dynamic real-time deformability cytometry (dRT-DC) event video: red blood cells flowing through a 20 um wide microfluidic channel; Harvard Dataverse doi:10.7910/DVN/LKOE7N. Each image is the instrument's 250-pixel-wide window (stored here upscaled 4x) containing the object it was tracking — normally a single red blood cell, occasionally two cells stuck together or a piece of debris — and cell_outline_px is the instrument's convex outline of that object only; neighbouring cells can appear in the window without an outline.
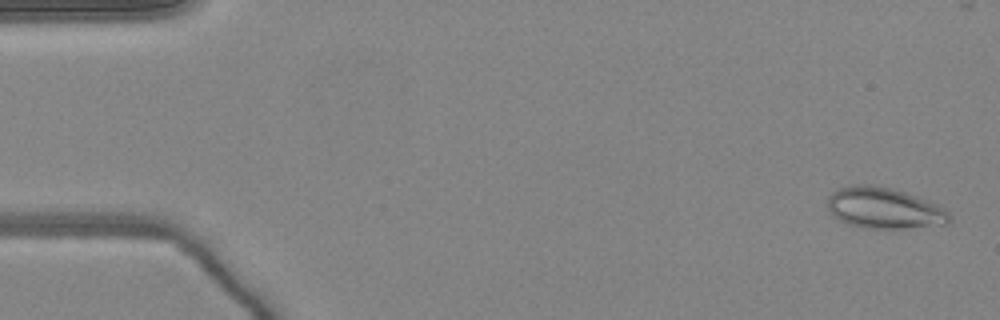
{"species": "common noctule bat (a hibernating species)", "species_latin": "Nyctalus noctula", "temperature_condition": "warm", "stored_images_in_passage": 50, "camera_frame_rate_fps": 3000, "um_per_image_px": 0.085, "animal": {"sex": "female", "body_mass_g": 24.6, "forearm_length_mm": 56.2}, "frame": {"image": 1, "passage_image": 2, "time_ms": 0.333, "image_size_px": [1000, 320], "cell_outline_px": [[952, 220], [948, 224], [904, 228], [860, 228], [848, 224], [840, 220], [828, 208], [828, 196], [832, 192], [840, 188], [852, 184], [868, 184], [888, 188], [904, 192], [916, 196], [936, 204], [944, 208], [952, 216]], "centroid_in_image_um": [75.17, 17.7], "position_along_channel_um": 9.8, "area_um2": 29.02}}
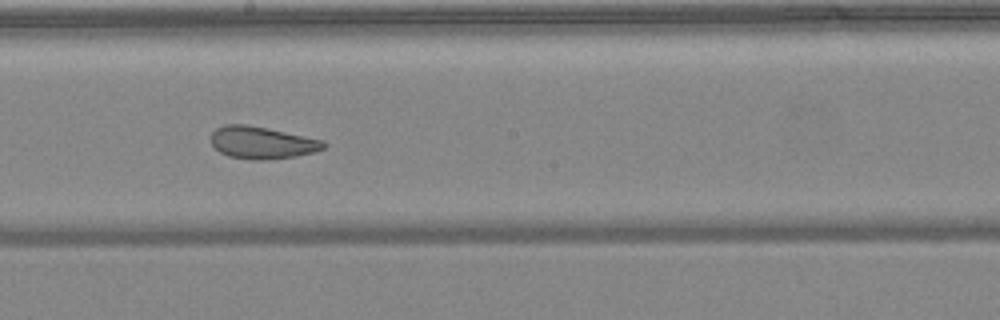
{"frame": {"image": 2, "passage_image": 28, "time_ms": 9.0, "image_size_px": [1000, 320], "cell_outline_px": [[328, 144], [324, 148], [312, 152], [296, 156], [260, 160], [252, 160], [228, 156], [220, 152], [208, 140], [212, 132], [216, 128], [224, 124], [244, 124], [268, 128], [324, 140]], "centroid_in_image_um": [22.24, 12.11], "position_along_channel_um": 226.0, "area_um2": 21.27}}
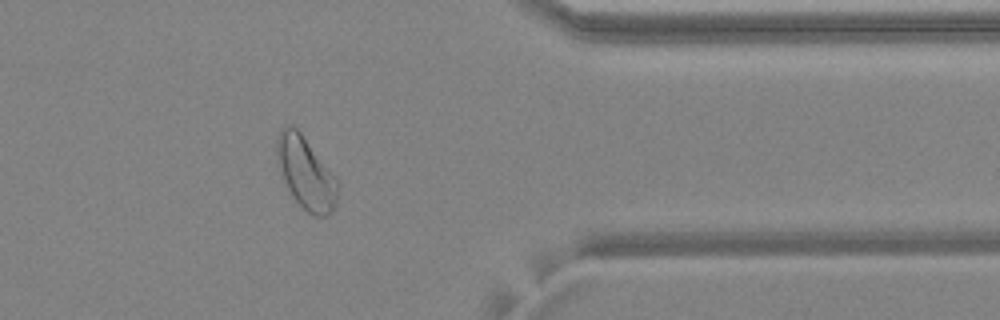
{"frame": {"image": 3, "passage_image": 41, "time_ms": 13.333, "image_size_px": [1000, 320], "cell_outline_px": [[336, 204], [332, 212], [328, 216], [312, 216], [292, 196], [280, 176], [276, 156], [276, 140], [284, 124], [292, 124], [300, 132], [336, 176]], "centroid_in_image_um": [25.96, 14.69], "position_along_channel_um": 385.4, "area_um2": 25.61}, "authors_computed_cell_mechanics": {"area_um2": 26.0967, "velocity_mm_per_s": 4.0661, "shape_relaxation_time_tau1_ms": null, "shape_relaxation_time_tau2_ms": 1.4363, "deformation_change_tau1": null, "deformation_change_tau2": 0.0819}}